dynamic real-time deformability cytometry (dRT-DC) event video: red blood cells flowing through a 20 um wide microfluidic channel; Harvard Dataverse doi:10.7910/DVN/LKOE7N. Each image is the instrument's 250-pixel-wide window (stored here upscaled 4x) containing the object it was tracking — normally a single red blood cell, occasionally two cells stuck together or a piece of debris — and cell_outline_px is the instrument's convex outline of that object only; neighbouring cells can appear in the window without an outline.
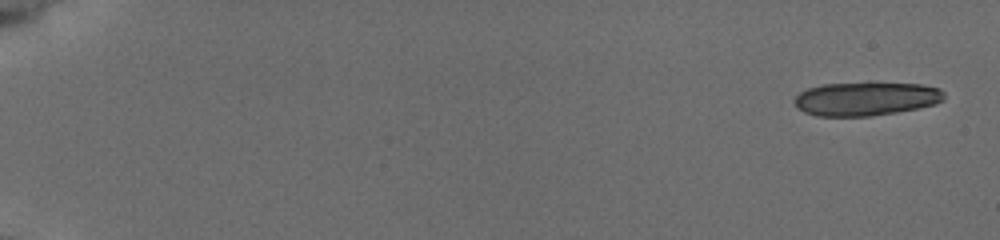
{"species": "common noctule bat (a hibernating species)", "species_latin": "Nyctalus noctula", "temperature_condition": "cold", "stored_images_in_passage": 24, "camera_frame_rate_fps": 3000, "um_per_image_px": 0.085, "animal": {"sex": "female", "body_mass_g": 19.5, "forearm_length_mm": 54.1}, "frame": {"image": 1, "passage_image": 1, "time_ms": 0.0, "image_size_px": [1000, 240], "cell_outline_px": [[944, 100], [936, 104], [896, 112], [872, 116], [816, 116], [804, 112], [796, 108], [792, 100], [800, 92], [808, 88], [824, 84], [920, 84], [940, 88], [944, 92]], "centroid_in_image_um": [73.57, 8.42], "position_along_channel_um": 11.4, "area_um2": 29.07}}